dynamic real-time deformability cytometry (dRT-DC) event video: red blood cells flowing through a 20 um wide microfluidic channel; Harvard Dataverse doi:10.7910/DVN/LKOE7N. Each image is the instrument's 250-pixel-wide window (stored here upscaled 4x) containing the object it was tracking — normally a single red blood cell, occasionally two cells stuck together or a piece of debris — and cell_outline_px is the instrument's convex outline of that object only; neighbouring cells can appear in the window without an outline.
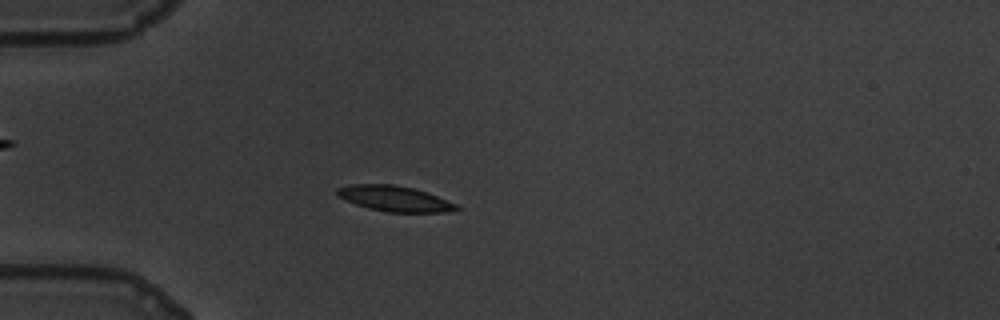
{"species": "common noctule bat (a hibernating species)", "species_latin": "Nyctalus noctula", "temperature_condition": "warm", "stored_images_in_passage": 60, "camera_frame_rate_fps": 3000, "um_per_image_px": 0.085, "animal": {"sex": "male", "body_mass_g": 19.5, "forearm_length_mm": 54.6}, "frame": {"image": 1, "passage_image": 18, "time_ms": 5.667, "image_size_px": [1000, 320], "cell_outline_px": [[460, 208], [444, 212], [388, 212], [368, 208], [356, 204], [340, 196], [336, 192], [336, 188], [352, 184], [392, 184], [412, 188], [436, 196], [456, 204]], "centroid_in_image_um": [33.51, 16.88], "position_along_channel_um": 51.5, "area_um2": 17.28}}
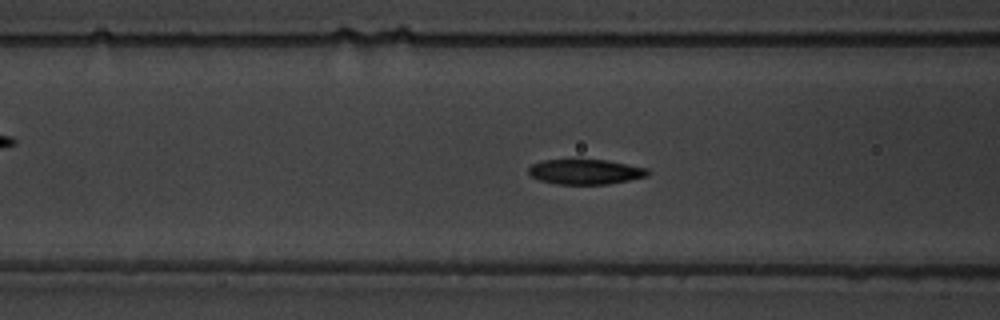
{"frame": {"image": 2, "passage_image": 25, "time_ms": 8.0, "image_size_px": [1000, 320], "cell_outline_px": [[652, 172], [648, 176], [608, 184], [556, 184], [540, 180], [532, 176], [528, 172], [528, 168], [532, 164], [544, 160], [572, 156], [608, 160], [648, 168]], "centroid_in_image_um": [49.75, 14.54], "position_along_channel_um": 116.8, "area_um2": 18.32}}
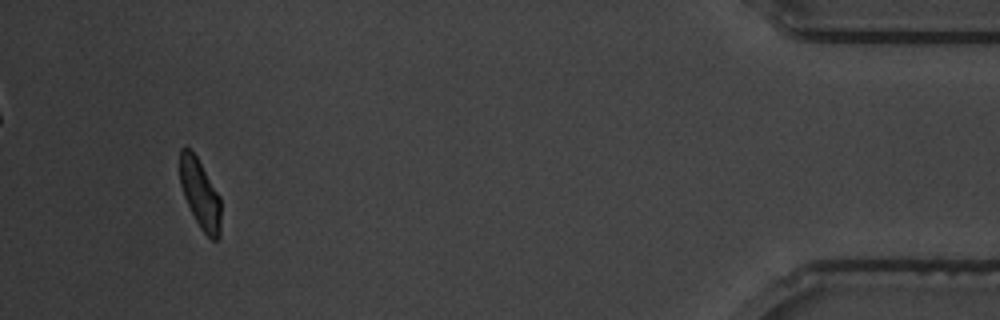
{"frame": {"image": 3, "passage_image": 57, "time_ms": 18.667, "image_size_px": [1000, 320], "cell_outline_px": [[220, 236], [216, 240], [212, 240], [200, 228], [184, 196], [180, 184], [180, 148], [188, 148], [196, 156], [220, 196]], "centroid_in_image_um": [17.01, 16.49], "position_along_channel_um": 418.2, "area_um2": 16.24}, "authors_computed_cell_mechanics": {"area_um2": 17.8024, "velocity_mm_per_s": 3.4353, "shape_relaxation_time_tau1_ms": 3.2982, "shape_relaxation_time_tau2_ms": 1.618, "deformation_change_tau1": 0.156, "deformation_change_tau2": 0.0617}}